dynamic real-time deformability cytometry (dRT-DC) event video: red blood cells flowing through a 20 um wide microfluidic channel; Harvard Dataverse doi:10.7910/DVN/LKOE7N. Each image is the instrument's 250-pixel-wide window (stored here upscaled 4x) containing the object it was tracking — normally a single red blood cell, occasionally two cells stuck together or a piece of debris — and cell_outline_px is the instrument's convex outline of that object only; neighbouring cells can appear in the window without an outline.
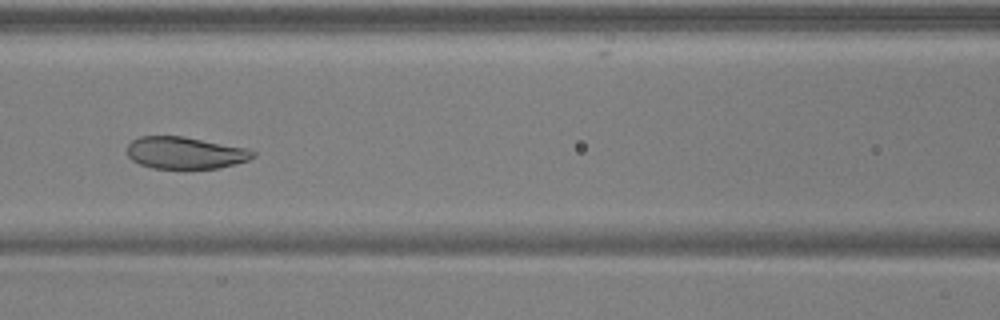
{"species": "common noctule bat (a hibernating species)", "species_latin": "Nyctalus noctula", "temperature_condition": "warm", "stored_images_in_passage": 53, "camera_frame_rate_fps": 3000, "um_per_image_px": 0.085, "animal": {"sex": "male", "body_mass_g": 17.9, "forearm_length_mm": 54.2}, "frame": {"image": 1, "passage_image": 24, "time_ms": 7.667, "image_size_px": [1000, 320], "cell_outline_px": [[256, 156], [248, 160], [236, 164], [220, 168], [152, 168], [140, 164], [132, 160], [128, 156], [128, 144], [132, 140], [140, 136], [184, 136], [248, 148], [256, 152]], "centroid_in_image_um": [15.77, 12.98], "position_along_channel_um": 150.8, "area_um2": 23.58}}
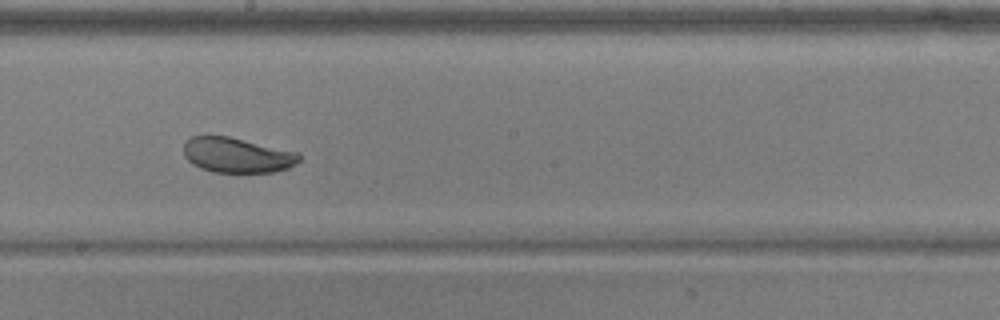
{"frame": {"image": 2, "passage_image": 30, "time_ms": 9.667, "image_size_px": [1000, 320], "cell_outline_px": [[300, 160], [296, 164], [288, 168], [272, 172], [212, 172], [200, 168], [192, 164], [184, 156], [184, 144], [192, 136], [228, 136], [300, 152]], "centroid_in_image_um": [20.17, 13.19], "position_along_channel_um": 228.0, "area_um2": 23.7}}
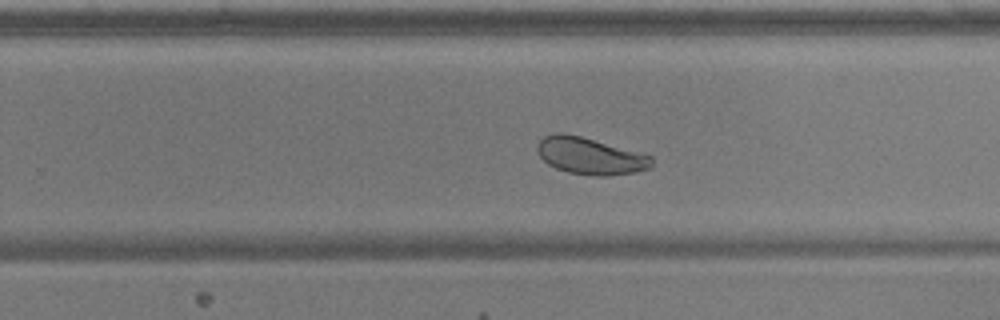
{"frame": {"image": 3, "passage_image": 34, "time_ms": 11.0, "image_size_px": [1000, 320], "cell_outline_px": [[652, 168], [636, 172], [608, 176], [596, 176], [568, 172], [556, 168], [548, 164], [540, 156], [536, 148], [536, 144], [544, 136], [552, 132], [564, 132], [580, 136], [652, 156]], "centroid_in_image_um": [50.14, 13.25], "position_along_channel_um": 279.7, "area_um2": 24.57}, "authors_computed_cell_mechanics": {"area_um2": 27.3972, "velocity_mm_per_s": 3.8742, "shape_relaxation_time_tau1_ms": 5.5802, "shape_relaxation_time_tau2_ms": null, "deformation_change_tau1": 0.1566, "deformation_change_tau2": null}}